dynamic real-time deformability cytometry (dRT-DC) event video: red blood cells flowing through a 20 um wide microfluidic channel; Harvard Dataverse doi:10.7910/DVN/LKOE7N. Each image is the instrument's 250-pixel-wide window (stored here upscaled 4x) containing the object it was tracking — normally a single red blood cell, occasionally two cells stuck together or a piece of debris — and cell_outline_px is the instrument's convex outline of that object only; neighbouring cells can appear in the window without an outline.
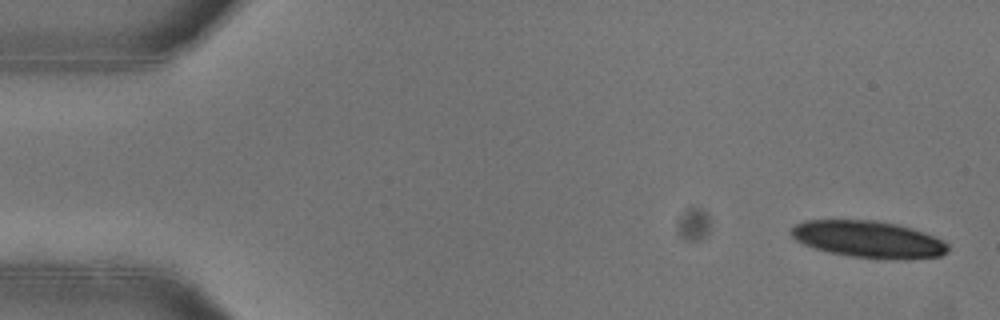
{"species": "common noctule bat (a hibernating species)", "species_latin": "Nyctalus noctula", "temperature_condition": "warm", "stored_images_in_passage": 9, "camera_frame_rate_fps": 3000, "um_per_image_px": 0.085, "animal": {"sex": "female"}, "frame": {"image": 1, "passage_image": 2, "time_ms": 0.333, "image_size_px": [1000, 320], "cell_outline_px": [[948, 252], [940, 256], [904, 260], [852, 256], [832, 252], [816, 248], [804, 244], [796, 240], [788, 232], [796, 224], [804, 220], [880, 220], [912, 228], [936, 236], [944, 240], [948, 244]], "centroid_in_image_um": [73.86, 20.33], "position_along_channel_um": 11.1, "area_um2": 33.7}}